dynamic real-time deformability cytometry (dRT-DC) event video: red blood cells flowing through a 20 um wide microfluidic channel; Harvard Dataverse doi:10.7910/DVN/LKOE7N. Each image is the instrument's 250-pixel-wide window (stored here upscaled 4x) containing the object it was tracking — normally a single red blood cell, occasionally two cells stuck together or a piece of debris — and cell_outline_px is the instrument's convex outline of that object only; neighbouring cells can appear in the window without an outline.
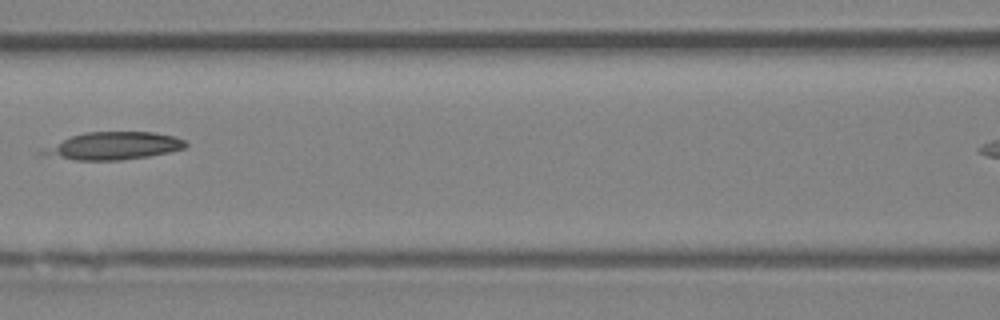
{"species": "Egyptian fruit bat (a non-hibernating species)", "species_latin": "Rousettus aegyptiacus", "temperature_condition": "room temperature", "stored_images_in_passage": 5, "segment_of_instrument_passage": [1, 2], "camera_frame_rate_fps": 3000, "um_per_image_px": 0.085, "animal": {"sex": "female"}, "frame": {"image": 1, "passage_image": 4, "time_ms": 3.333, "image_size_px": [1000, 320], "cell_outline_px": [[188, 144], [184, 148], [168, 152], [148, 156], [120, 160], [76, 160], [36, 152], [44, 148], [72, 136], [84, 132], [152, 132], [172, 136], [184, 140]], "centroid_in_image_um": [9.68, 12.39], "position_along_channel_um": 156.9, "area_um2": 22.43}}